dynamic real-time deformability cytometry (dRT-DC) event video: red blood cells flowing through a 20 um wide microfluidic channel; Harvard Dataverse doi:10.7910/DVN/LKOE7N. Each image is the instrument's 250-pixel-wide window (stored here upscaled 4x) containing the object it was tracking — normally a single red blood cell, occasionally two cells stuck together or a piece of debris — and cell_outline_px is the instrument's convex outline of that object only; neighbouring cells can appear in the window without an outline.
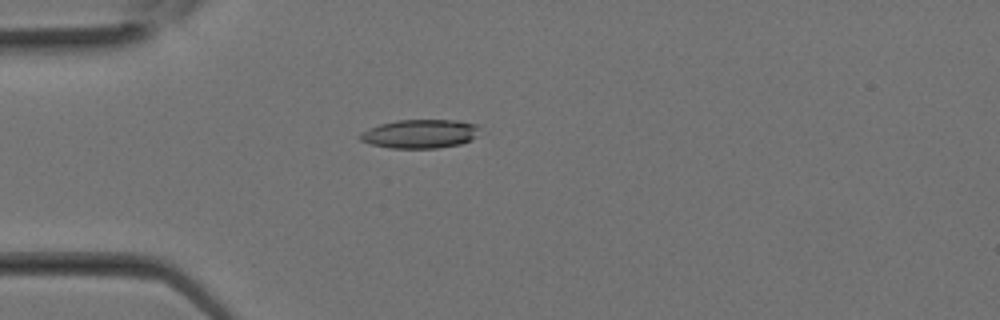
{"species": "Egyptian fruit bat (a non-hibernating species)", "species_latin": "Rousettus aegyptiacus", "temperature_condition": "room temperature", "stored_images_in_passage": 19, "camera_frame_rate_fps": 3000, "um_per_image_px": 0.085, "animal": {"sex": "female"}, "frame": {"image": 1, "passage_image": 8, "time_ms": 2.333, "image_size_px": [1000, 320], "cell_outline_px": [[488, 132], [472, 140], [460, 144], [436, 148], [388, 148], [372, 144], [360, 140], [356, 136], [360, 132], [380, 124], [396, 120], [460, 120], [476, 124]], "centroid_in_image_um": [35.81, 11.37], "position_along_channel_um": 49.2, "area_um2": 20.69}}
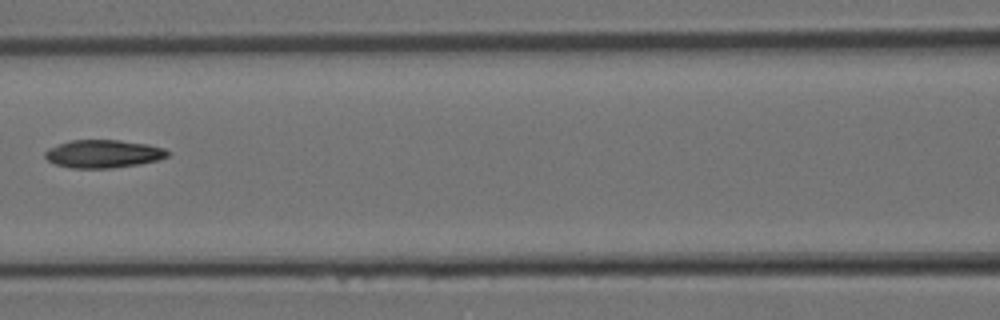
{"frame": {"image": 2, "passage_image": 13, "time_ms": 4.0, "image_size_px": [1000, 320], "cell_outline_px": [[172, 152], [168, 156], [156, 160], [140, 164], [112, 168], [72, 168], [56, 164], [48, 160], [44, 156], [44, 152], [48, 148], [72, 140], [120, 140], [148, 144], [164, 148]], "centroid_in_image_um": [8.8, 13.07], "position_along_channel_um": 157.8, "area_um2": 20.0}}
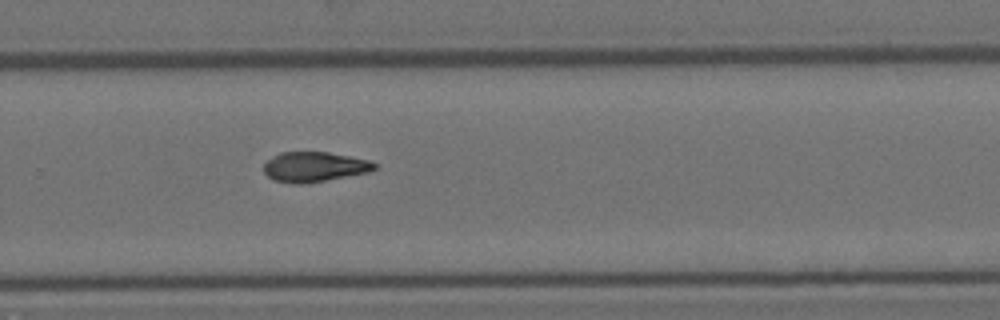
{"frame": {"image": 3, "passage_image": 19, "time_ms": 6.0, "image_size_px": [1000, 320], "cell_outline_px": [[376, 168], [368, 172], [304, 184], [296, 184], [276, 180], [268, 176], [264, 172], [264, 164], [272, 156], [280, 152], [328, 152], [368, 160], [376, 164]], "centroid_in_image_um": [26.69, 14.17], "position_along_channel_um": 303.1, "area_um2": 19.07}}